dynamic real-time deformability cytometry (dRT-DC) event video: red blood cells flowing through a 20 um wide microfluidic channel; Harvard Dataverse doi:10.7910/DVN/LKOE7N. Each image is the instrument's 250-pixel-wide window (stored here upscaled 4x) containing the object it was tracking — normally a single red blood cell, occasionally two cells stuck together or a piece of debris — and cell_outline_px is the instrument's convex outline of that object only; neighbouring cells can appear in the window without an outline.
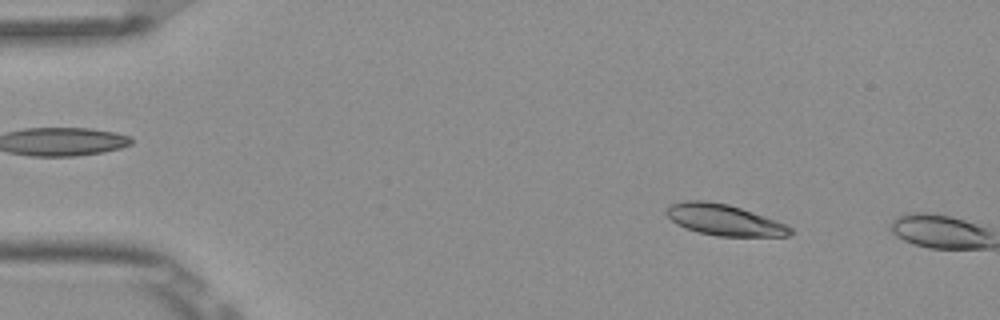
{"species": "Egyptian fruit bat (a non-hibernating species)", "species_latin": "Rousettus aegyptiacus", "temperature_condition": "room temperature", "stored_images_in_passage": 3, "camera_frame_rate_fps": 3000, "um_per_image_px": 0.085, "frame": {"image": 1, "passage_image": 2, "time_ms": 0.333, "image_size_px": [1000, 320], "cell_outline_px": [[796, 232], [792, 236], [716, 236], [684, 228], [676, 224], [664, 212], [668, 204], [684, 200], [704, 200], [728, 204], [776, 220], [792, 228]], "centroid_in_image_um": [61.54, 18.69], "position_along_channel_um": 23.5, "area_um2": 22.6}}